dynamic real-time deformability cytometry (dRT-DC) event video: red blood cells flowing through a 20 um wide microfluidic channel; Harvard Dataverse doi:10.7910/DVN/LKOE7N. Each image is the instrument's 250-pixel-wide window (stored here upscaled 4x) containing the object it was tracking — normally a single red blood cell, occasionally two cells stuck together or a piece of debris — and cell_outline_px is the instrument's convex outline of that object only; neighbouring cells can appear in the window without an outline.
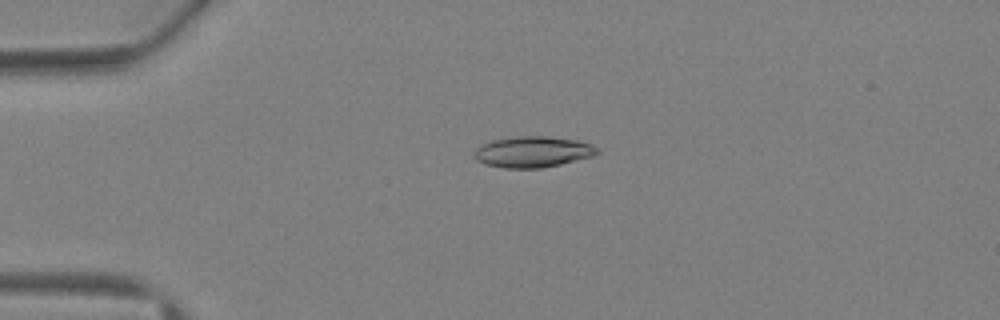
{"species": "Egyptian fruit bat (a non-hibernating species)", "species_latin": "Rousettus aegyptiacus", "temperature_condition": "warm", "stored_images_in_passage": 4, "camera_frame_rate_fps": 3000, "um_per_image_px": 0.085, "animal": {"sex": "female"}, "frame": {"image": 1, "passage_image": 3, "time_ms": 3.0, "image_size_px": [1000, 320], "cell_outline_px": [[600, 152], [596, 156], [544, 168], [504, 168], [484, 164], [476, 160], [472, 156], [472, 152], [480, 144], [492, 140], [520, 136], [548, 136], [580, 140], [592, 144]], "centroid_in_image_um": [45.29, 12.91], "position_along_channel_um": 39.7, "area_um2": 22.72}}